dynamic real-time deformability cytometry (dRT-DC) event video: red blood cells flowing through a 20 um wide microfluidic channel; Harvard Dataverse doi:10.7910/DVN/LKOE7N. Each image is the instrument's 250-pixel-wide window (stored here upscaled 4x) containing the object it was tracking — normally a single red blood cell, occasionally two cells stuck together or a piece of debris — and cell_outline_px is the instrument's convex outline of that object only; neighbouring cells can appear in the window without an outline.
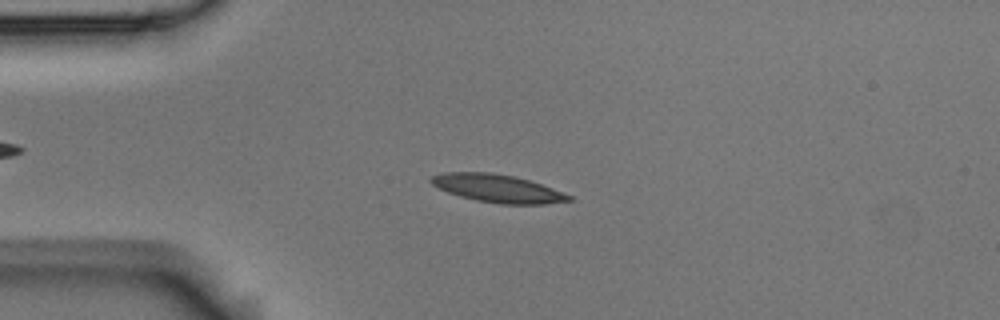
{"species": "Egyptian fruit bat (a non-hibernating species)", "species_latin": "Rousettus aegyptiacus", "temperature_condition": "room temperature", "stored_images_in_passage": 53, "camera_frame_rate_fps": 3000, "um_per_image_px": 0.085, "animal": {"sex": "male"}, "frame": {"image": 1, "passage_image": 12, "time_ms": 3.667, "image_size_px": [1000, 320], "cell_outline_px": [[572, 200], [544, 204], [500, 204], [476, 200], [460, 196], [448, 192], [432, 184], [428, 180], [432, 176], [444, 172], [488, 172], [512, 176], [528, 180], [552, 188], [572, 196]], "centroid_in_image_um": [42.27, 16.01], "position_along_channel_um": 42.7, "area_um2": 22.14}}
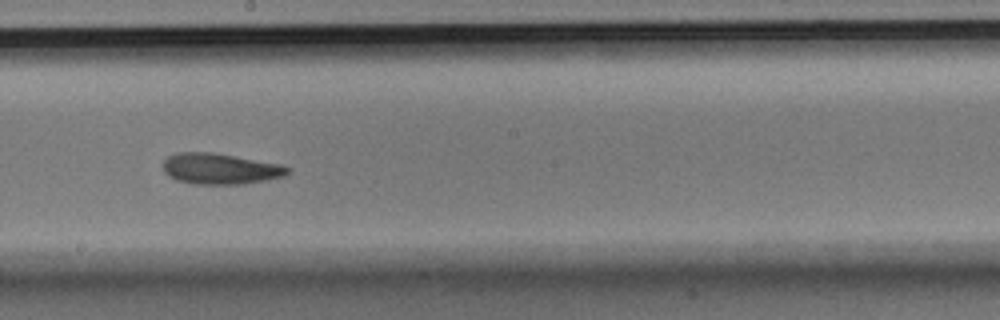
{"frame": {"image": 2, "passage_image": 29, "time_ms": 9.333, "image_size_px": [1000, 320], "cell_outline_px": [[288, 172], [284, 176], [244, 184], [192, 184], [176, 180], [168, 176], [164, 172], [164, 160], [168, 156], [176, 152], [212, 152], [280, 164], [288, 168]], "centroid_in_image_um": [18.66, 14.34], "position_along_channel_um": 229.5, "area_um2": 22.31}}
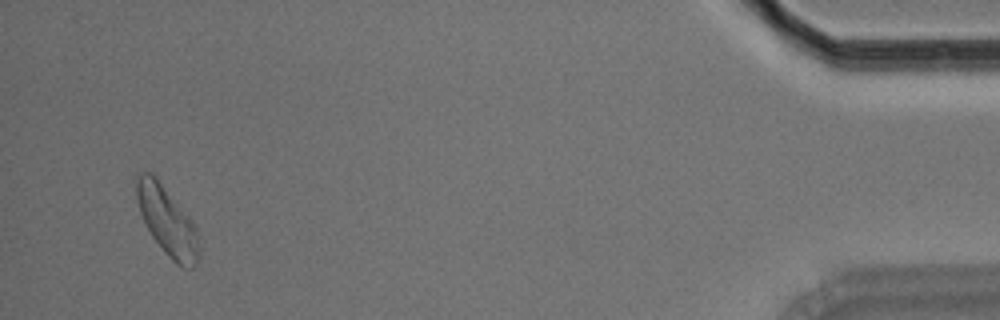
{"frame": {"image": 3, "passage_image": 51, "time_ms": 16.667, "image_size_px": [1000, 320], "cell_outline_px": [[200, 256], [196, 264], [192, 268], [184, 268], [176, 264], [164, 252], [152, 236], [140, 212], [136, 196], [136, 176], [140, 172], [152, 172], [156, 176], [188, 216], [196, 228]], "centroid_in_image_um": [14.21, 18.79], "position_along_channel_um": 421.0, "area_um2": 24.8}, "authors_computed_cell_mechanics": {"area_um2": 21.964, "velocity_mm_per_s": 3.6754, "shape_relaxation_time_tau1_ms": 8.8795, "shape_relaxation_time_tau2_ms": 4.3421, "deformation_change_tau1": 0.1765, "deformation_change_tau2": 0.1105}}